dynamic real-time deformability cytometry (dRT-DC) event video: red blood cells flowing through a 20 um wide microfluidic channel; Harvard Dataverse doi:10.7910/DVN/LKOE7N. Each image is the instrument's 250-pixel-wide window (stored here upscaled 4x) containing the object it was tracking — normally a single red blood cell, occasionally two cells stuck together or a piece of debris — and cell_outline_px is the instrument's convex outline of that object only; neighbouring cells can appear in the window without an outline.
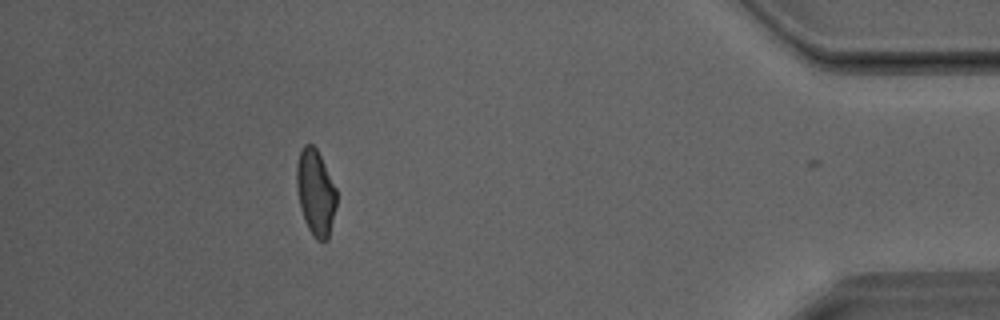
{"species": "Egyptian fruit bat (a non-hibernating species)", "species_latin": "Rousettus aegyptiacus", "temperature_condition": "room temperature", "stored_images_in_passage": 37, "camera_frame_rate_fps": 3000, "um_per_image_px": 0.085, "animal": {"sex": "male"}, "frame": {"image": 1, "passage_image": 36, "time_ms": 11.667, "image_size_px": [1000, 320], "cell_outline_px": [[336, 208], [328, 240], [316, 240], [308, 228], [304, 220], [300, 208], [296, 188], [296, 164], [300, 152], [304, 144], [312, 144], [316, 148], [336, 188]], "centroid_in_image_um": [26.81, 16.38], "position_along_channel_um": 408.4, "area_um2": 20.0}}